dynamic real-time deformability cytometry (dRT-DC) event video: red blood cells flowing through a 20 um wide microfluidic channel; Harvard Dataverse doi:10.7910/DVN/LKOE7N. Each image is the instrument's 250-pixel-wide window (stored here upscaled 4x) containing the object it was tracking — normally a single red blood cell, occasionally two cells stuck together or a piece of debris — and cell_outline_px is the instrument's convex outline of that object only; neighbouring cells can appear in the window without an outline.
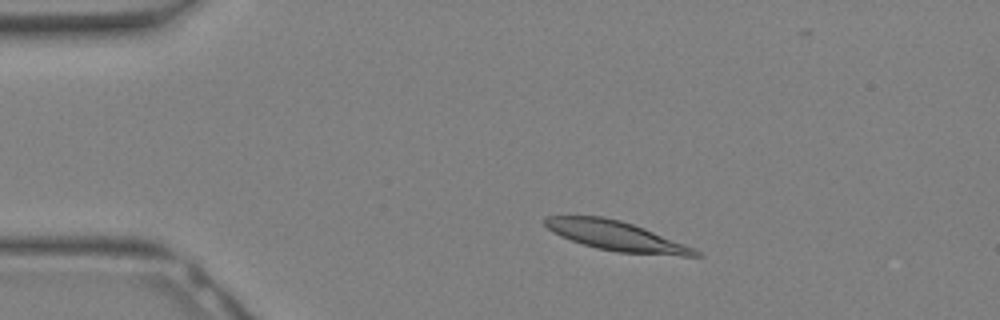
{"species": "Egyptian fruit bat (a non-hibernating species)", "species_latin": "Rousettus aegyptiacus", "temperature_condition": "warm", "stored_images_in_passage": 31, "camera_frame_rate_fps": 3000, "um_per_image_px": 0.085, "animal": {"sex": "female"}, "frame": {"image": 1, "passage_image": 5, "time_ms": 1.333, "image_size_px": [1000, 320], "cell_outline_px": [[704, 256], [680, 256], [616, 252], [596, 248], [560, 236], [552, 232], [544, 224], [544, 216], [604, 216], [620, 220], [644, 228], [684, 244], [700, 252]], "centroid_in_image_um": [52.36, 20.05], "position_along_channel_um": 32.6, "area_um2": 25.72}}
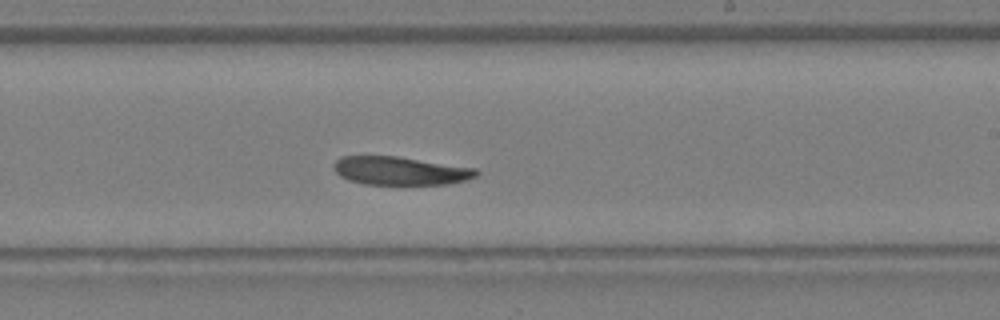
{"frame": {"image": 2, "passage_image": 18, "time_ms": 5.667, "image_size_px": [1000, 320], "cell_outline_px": [[480, 172], [476, 176], [468, 180], [448, 184], [364, 184], [348, 180], [340, 176], [336, 172], [336, 160], [340, 156], [396, 156], [476, 168]], "centroid_in_image_um": [34.06, 14.52], "position_along_channel_um": 254.9, "area_um2": 23.41}}
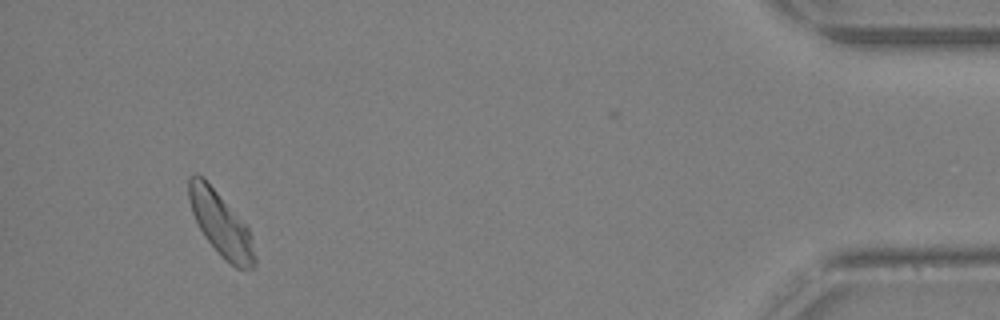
{"frame": {"image": 3, "passage_image": 29, "time_ms": 9.333, "image_size_px": [1000, 320], "cell_outline_px": [[256, 264], [252, 268], [236, 268], [220, 256], [204, 236], [192, 212], [188, 200], [188, 176], [196, 172], [204, 176], [248, 228], [252, 236], [256, 256]], "centroid_in_image_um": [18.75, 19.01], "position_along_channel_um": 416.4, "area_um2": 24.62}}